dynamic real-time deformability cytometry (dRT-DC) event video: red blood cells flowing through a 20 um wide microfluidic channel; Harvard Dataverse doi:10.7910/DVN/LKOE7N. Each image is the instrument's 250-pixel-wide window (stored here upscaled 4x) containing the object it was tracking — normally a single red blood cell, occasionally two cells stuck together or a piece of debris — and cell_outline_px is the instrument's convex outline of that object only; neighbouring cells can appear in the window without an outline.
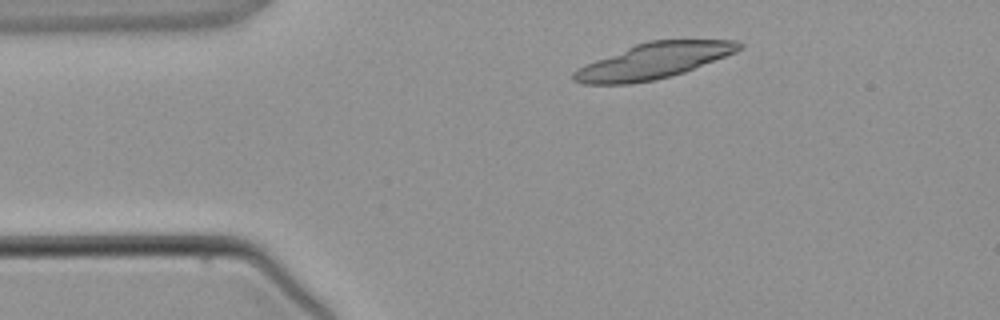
{"species": "common noctule bat (a hibernating species)", "species_latin": "Nyctalus noctula", "temperature_condition": "warm", "stored_images_in_passage": 3, "camera_frame_rate_fps": 3000, "um_per_image_px": 0.085, "animal": {"sex": "male", "body_mass_g": 21.5, "forearm_length_mm": 52.0}, "frame": {"image": 1, "passage_image": 2, "time_ms": 1.0, "image_size_px": [1000, 320], "cell_outline_px": [[744, 48], [736, 52], [684, 72], [672, 76], [656, 80], [628, 84], [584, 84], [572, 80], [572, 72], [596, 60], [636, 44], [648, 40], [736, 40], [744, 44]], "centroid_in_image_um": [55.59, 5.18], "position_along_channel_um": 29.4, "area_um2": 34.04}}